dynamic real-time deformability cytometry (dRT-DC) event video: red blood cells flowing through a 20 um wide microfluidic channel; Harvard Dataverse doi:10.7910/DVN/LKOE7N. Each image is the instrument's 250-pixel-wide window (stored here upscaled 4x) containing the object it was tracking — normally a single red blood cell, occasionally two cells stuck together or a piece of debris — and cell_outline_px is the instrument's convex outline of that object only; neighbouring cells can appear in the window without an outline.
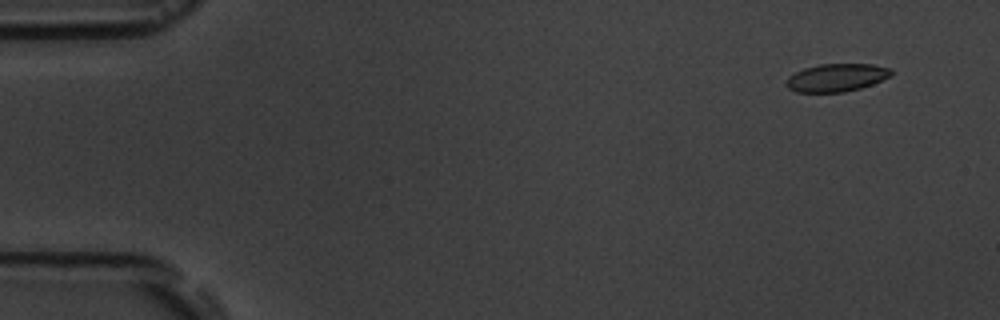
{"species": "common noctule bat (a hibernating species)", "species_latin": "Nyctalus noctula", "temperature_condition": "room temperature", "stored_images_in_passage": 7, "camera_frame_rate_fps": 3000, "um_per_image_px": 0.085, "animal": {"sex": "male", "body_mass_g": 19.5, "forearm_length_mm": 54.6}, "frame": {"image": 1, "passage_image": 2, "time_ms": 1.0, "image_size_px": [1000, 320], "cell_outline_px": [[892, 76], [872, 84], [860, 88], [844, 92], [796, 92], [788, 88], [784, 84], [788, 76], [804, 68], [820, 64], [872, 64], [888, 68], [892, 72]], "centroid_in_image_um": [71.08, 6.6], "position_along_channel_um": 13.9, "area_um2": 17.05}}